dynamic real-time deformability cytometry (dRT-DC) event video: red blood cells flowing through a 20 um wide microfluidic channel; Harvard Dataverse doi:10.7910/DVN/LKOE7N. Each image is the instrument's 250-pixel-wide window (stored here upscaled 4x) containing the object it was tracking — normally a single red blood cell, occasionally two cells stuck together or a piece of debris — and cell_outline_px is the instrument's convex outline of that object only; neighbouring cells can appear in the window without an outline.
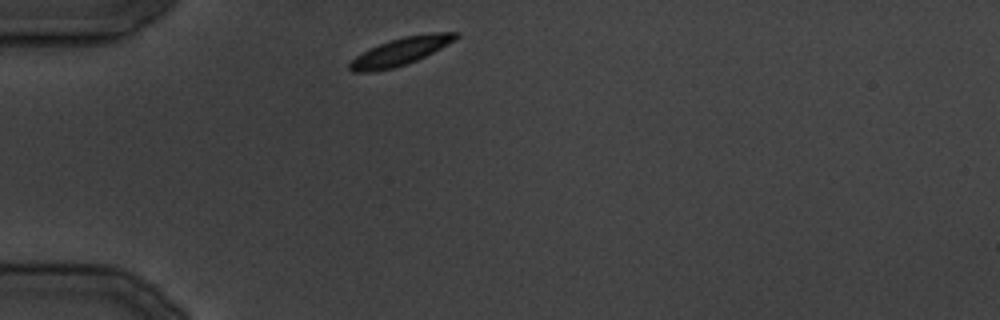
{"species": "common noctule bat (a hibernating species)", "species_latin": "Nyctalus noctula", "temperature_condition": "cold", "stored_images_in_passage": 18, "camera_frame_rate_fps": 3000, "um_per_image_px": 0.085, "animal": {"sex": "male", "body_mass_g": 19.5, "forearm_length_mm": 54.6}, "frame": {"image": 1, "passage_image": 1, "time_ms": 0.0, "image_size_px": [1000, 320], "cell_outline_px": [[460, 36], [440, 48], [416, 60], [392, 68], [372, 72], [352, 72], [348, 68], [348, 64], [356, 56], [380, 44], [404, 36], [428, 32], [460, 32]], "centroid_in_image_um": [34.05, 4.36], "position_along_channel_um": 51.0, "area_um2": 16.7}}
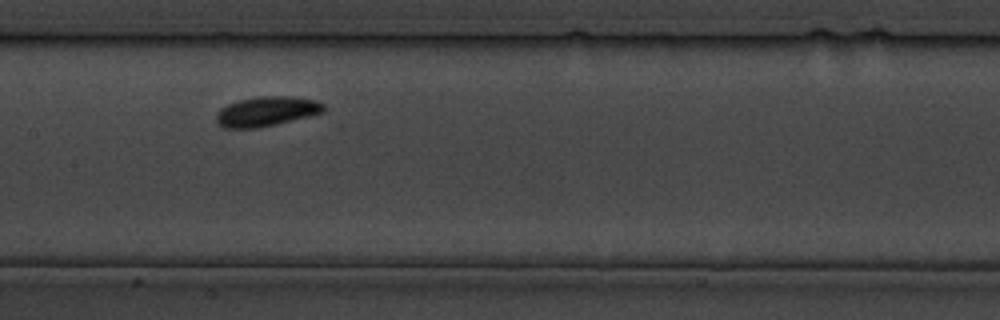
{"frame": {"image": 2, "passage_image": 9, "time_ms": 10.0, "image_size_px": [1000, 320], "cell_outline_px": [[324, 112], [276, 124], [256, 128], [224, 128], [216, 124], [216, 116], [220, 108], [228, 104], [240, 100], [260, 96], [292, 96], [316, 100], [324, 104]], "centroid_in_image_um": [22.64, 9.47], "position_along_channel_um": 184.8, "area_um2": 18.55}}
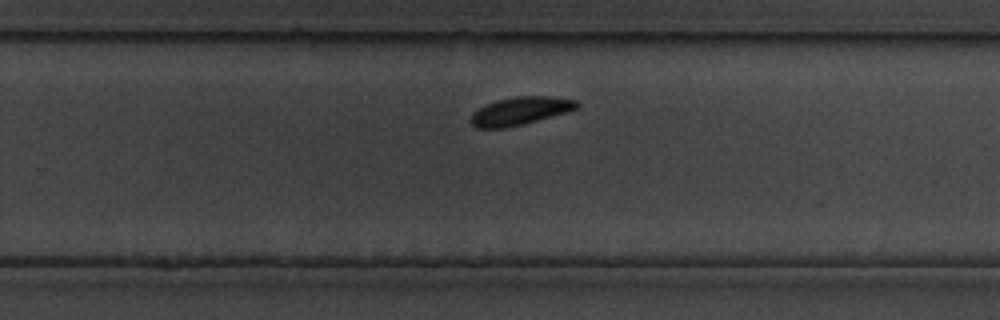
{"frame": {"image": 3, "passage_image": 15, "time_ms": 16.667, "image_size_px": [1000, 320], "cell_outline_px": [[580, 104], [576, 108], [568, 112], [524, 124], [504, 128], [476, 128], [468, 120], [472, 112], [496, 100], [516, 96], [548, 96], [576, 100]], "centroid_in_image_um": [44.2, 9.44], "position_along_channel_um": 285.6, "area_um2": 17.34}}